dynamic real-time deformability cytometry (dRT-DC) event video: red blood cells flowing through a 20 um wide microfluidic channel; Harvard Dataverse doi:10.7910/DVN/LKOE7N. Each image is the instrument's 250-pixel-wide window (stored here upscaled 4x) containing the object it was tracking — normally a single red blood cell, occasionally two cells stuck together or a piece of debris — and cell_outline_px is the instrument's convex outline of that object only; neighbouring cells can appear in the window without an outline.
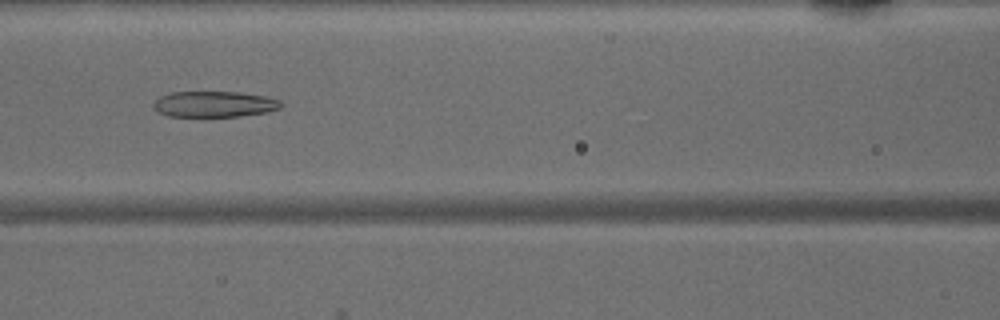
{"species": "common noctule bat (a hibernating species)", "species_latin": "Nyctalus noctula", "temperature_condition": "warm", "stored_images_in_passage": 46, "camera_frame_rate_fps": 3000, "um_per_image_px": 0.085, "animal": {"sex": "male", "body_mass_g": 15.6}, "frame": {"image": 1, "passage_image": 20, "time_ms": 6.333, "image_size_px": [1000, 320], "cell_outline_px": [[280, 108], [264, 112], [240, 116], [168, 116], [156, 112], [152, 108], [152, 104], [160, 96], [172, 92], [240, 92], [264, 96], [280, 100]], "centroid_in_image_um": [18.14, 8.85], "position_along_channel_um": 148.5, "area_um2": 19.13}}
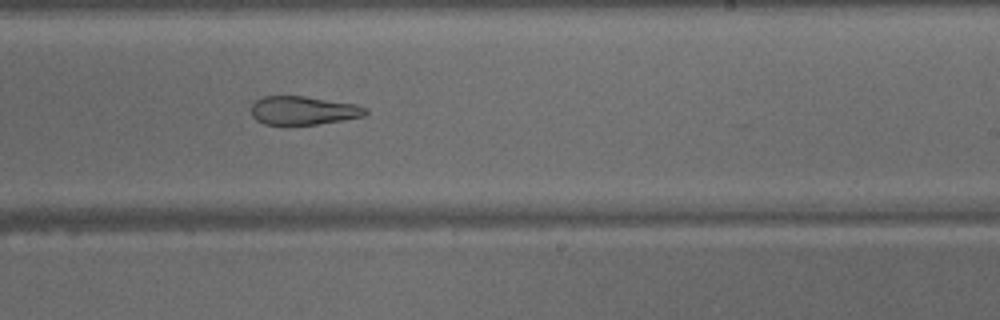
{"frame": {"image": 2, "passage_image": 28, "time_ms": 9.0, "image_size_px": [1000, 320], "cell_outline_px": [[368, 112], [364, 116], [316, 124], [264, 124], [256, 120], [252, 116], [252, 104], [256, 100], [264, 96], [304, 96], [356, 104], [368, 108]], "centroid_in_image_um": [25.78, 9.38], "position_along_channel_um": 263.2, "area_um2": 18.84}}
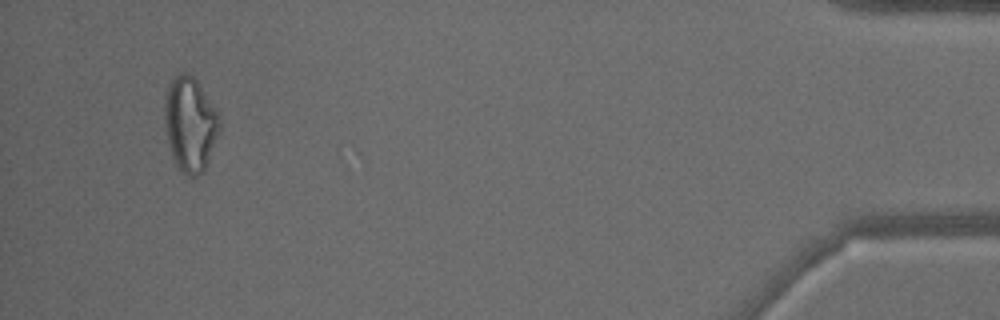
{"frame": {"image": 3, "passage_image": 44, "time_ms": 14.333, "image_size_px": [1000, 320], "cell_outline_px": [[220, 132], [208, 160], [204, 168], [196, 176], [184, 176], [176, 164], [172, 156], [164, 124], [164, 104], [168, 84], [172, 76], [180, 72], [188, 72], [196, 80], [216, 112], [220, 120]], "centroid_in_image_um": [16.13, 10.54], "position_along_channel_um": 419.1, "area_um2": 30.06}}